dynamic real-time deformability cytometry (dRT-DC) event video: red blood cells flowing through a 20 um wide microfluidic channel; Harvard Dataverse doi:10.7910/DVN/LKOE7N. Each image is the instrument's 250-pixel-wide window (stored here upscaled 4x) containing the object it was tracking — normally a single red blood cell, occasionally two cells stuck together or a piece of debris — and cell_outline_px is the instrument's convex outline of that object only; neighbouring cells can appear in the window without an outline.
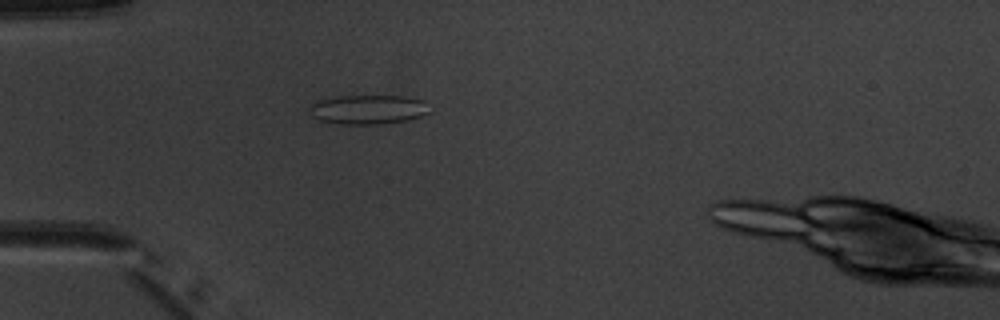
{"species": "common noctule bat (a hibernating species)", "species_latin": "Nyctalus noctula", "temperature_condition": "warm", "stored_images_in_passage": 4, "camera_frame_rate_fps": 3000, "um_per_image_px": 0.085, "animal": {"sex": "male", "body_mass_g": 20.1, "forearm_length_mm": 53.5}, "frame": {"image": 1, "passage_image": 4, "time_ms": 3.667, "image_size_px": [1000, 320], "cell_outline_px": [[428, 112], [420, 116], [408, 120], [380, 124], [340, 124], [320, 120], [312, 116], [308, 108], [312, 104], [320, 100], [336, 96], [404, 96], [424, 100]], "centroid_in_image_um": [31.26, 9.31], "position_along_channel_um": 53.7, "area_um2": 20.35}}